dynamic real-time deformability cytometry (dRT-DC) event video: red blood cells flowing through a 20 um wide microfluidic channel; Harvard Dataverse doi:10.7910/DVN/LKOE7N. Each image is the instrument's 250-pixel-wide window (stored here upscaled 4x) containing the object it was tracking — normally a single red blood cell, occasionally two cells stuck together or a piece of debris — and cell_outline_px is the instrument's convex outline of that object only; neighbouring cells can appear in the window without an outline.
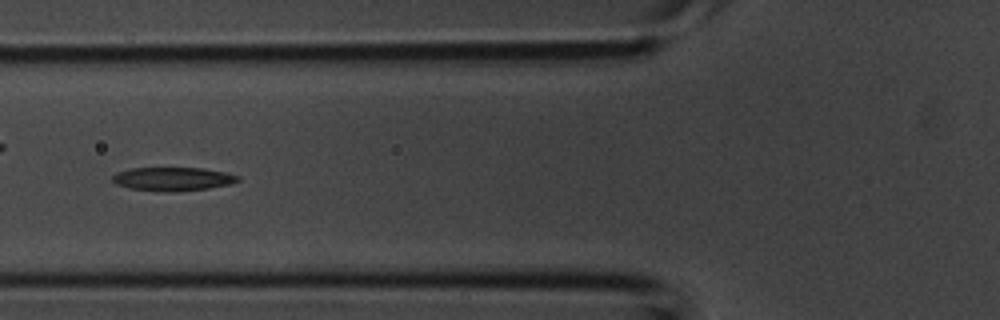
{"species": "common noctule bat (a hibernating species)", "species_latin": "Nyctalus noctula", "temperature_condition": "room temperature", "stored_images_in_passage": 4, "camera_frame_rate_fps": 3000, "um_per_image_px": 0.085, "animal": {"sex": "male", "body_mass_g": 20.1, "forearm_length_mm": 53.5}, "frame": {"image": 1, "passage_image": 4, "time_ms": 1.0, "image_size_px": [1000, 320], "cell_outline_px": [[240, 180], [232, 184], [208, 188], [164, 192], [128, 188], [116, 184], [112, 180], [112, 176], [116, 172], [132, 168], [204, 168], [228, 172], [240, 176]], "centroid_in_image_um": [14.71, 15.2], "position_along_channel_um": 111.1, "area_um2": 17.34}}